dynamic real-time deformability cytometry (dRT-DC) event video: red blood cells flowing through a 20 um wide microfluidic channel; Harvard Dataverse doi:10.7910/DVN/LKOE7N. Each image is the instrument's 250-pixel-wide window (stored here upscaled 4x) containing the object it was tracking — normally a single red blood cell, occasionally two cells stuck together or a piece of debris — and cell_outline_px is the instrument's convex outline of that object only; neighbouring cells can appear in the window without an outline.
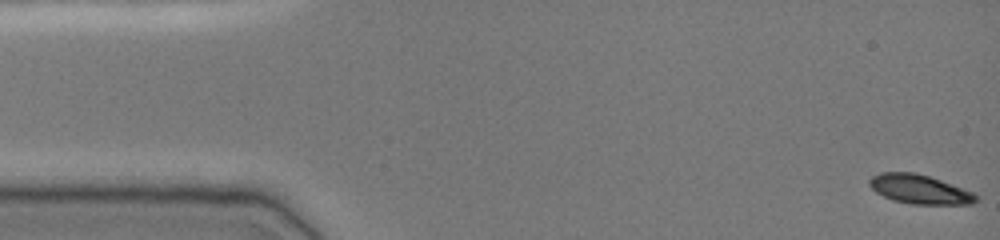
{"species": "common noctule bat (a hibernating species)", "species_latin": "Nyctalus noctula", "temperature_condition": "cold", "stored_images_in_passage": 26, "camera_frame_rate_fps": 3000, "um_per_image_px": 0.085, "animal": {"sex": "female", "body_mass_g": 19.0, "forearm_length_mm": 51.5}, "frame": {"image": 1, "passage_image": 1, "time_ms": 0.0, "image_size_px": [1000, 240], "cell_outline_px": [[980, 200], [972, 204], [912, 204], [892, 200], [876, 192], [868, 184], [868, 180], [872, 176], [880, 172], [916, 172], [952, 184], [972, 192], [980, 196]], "centroid_in_image_um": [78.18, 16.09], "position_along_channel_um": 6.8, "area_um2": 18.21}}
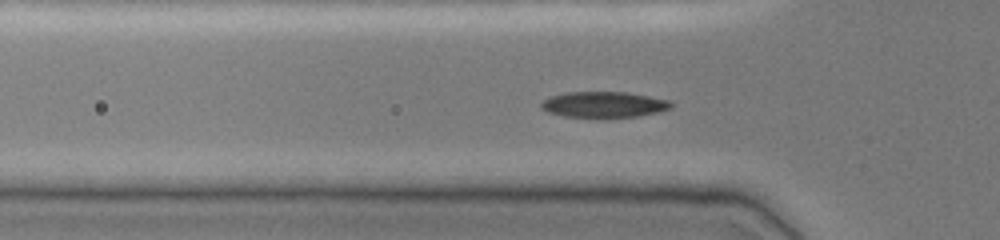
{"frame": {"image": 2, "passage_image": 14, "time_ms": 4.333, "image_size_px": [1000, 240], "cell_outline_px": [[672, 108], [640, 116], [564, 116], [548, 112], [540, 108], [540, 104], [544, 100], [552, 96], [564, 92], [628, 92], [668, 100], [672, 104]], "centroid_in_image_um": [51.31, 8.86], "position_along_channel_um": 74.5, "area_um2": 19.13}}
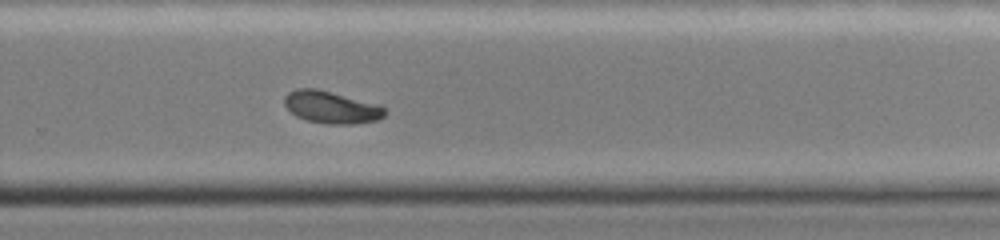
{"frame": {"image": 3, "passage_image": 26, "time_ms": 8.333, "image_size_px": [1000, 240], "cell_outline_px": [[384, 116], [376, 120], [352, 124], [328, 124], [308, 120], [296, 116], [284, 104], [284, 96], [288, 92], [296, 88], [316, 88], [380, 104], [384, 108]], "centroid_in_image_um": [28.15, 9.1], "position_along_channel_um": 301.7, "area_um2": 18.79}}